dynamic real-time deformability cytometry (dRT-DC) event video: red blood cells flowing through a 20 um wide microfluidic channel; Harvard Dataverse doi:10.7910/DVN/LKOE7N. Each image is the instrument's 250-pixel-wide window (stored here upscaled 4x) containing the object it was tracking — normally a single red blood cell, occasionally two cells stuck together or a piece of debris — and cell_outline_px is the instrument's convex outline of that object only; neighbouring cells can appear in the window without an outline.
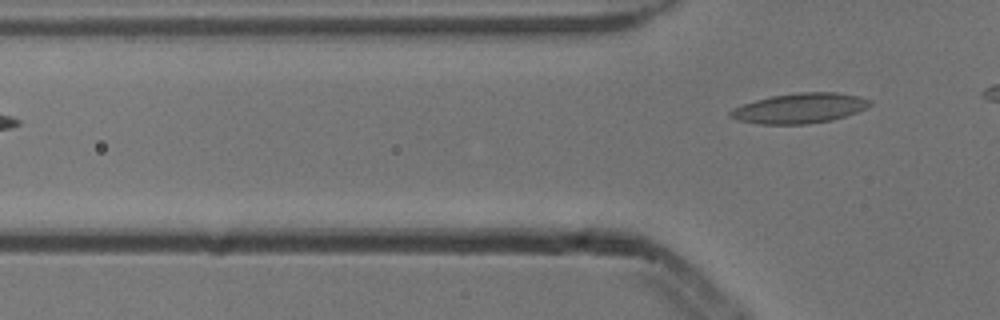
{"species": "common noctule bat (a hibernating species)", "species_latin": "Nyctalus noctula", "temperature_condition": "cold", "stored_images_in_passage": 3, "camera_frame_rate_fps": 3000, "um_per_image_px": 0.085, "animal": {"sex": "male", "body_mass_g": 13.3}, "frame": {"image": 1, "passage_image": 3, "time_ms": 0.667, "image_size_px": [1000, 320], "cell_outline_px": [[872, 104], [868, 108], [832, 120], [808, 124], [760, 124], [736, 120], [728, 116], [728, 112], [732, 108], [756, 100], [772, 96], [796, 92], [836, 92], [860, 96], [872, 100]], "centroid_in_image_um": [67.98, 9.2], "position_along_channel_um": 57.8, "area_um2": 24.62}}